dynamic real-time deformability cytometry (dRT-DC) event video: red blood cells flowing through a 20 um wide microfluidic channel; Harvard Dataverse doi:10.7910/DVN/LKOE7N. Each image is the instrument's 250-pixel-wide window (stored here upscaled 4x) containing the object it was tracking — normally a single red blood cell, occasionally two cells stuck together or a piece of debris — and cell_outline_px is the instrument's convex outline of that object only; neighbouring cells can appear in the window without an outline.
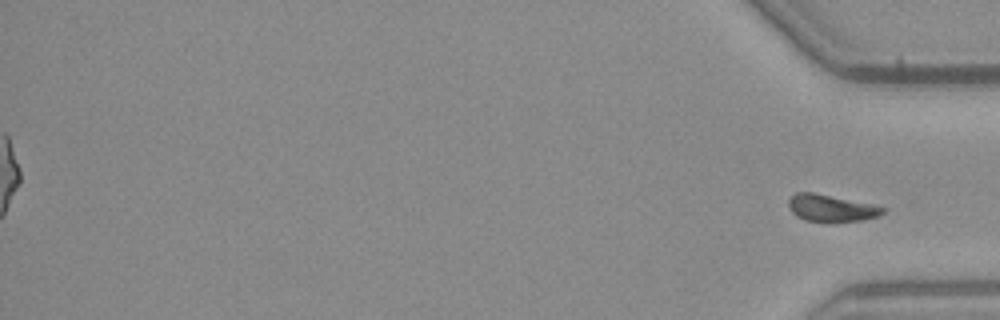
{"species": "common noctule bat (a hibernating species)", "species_latin": "Nyctalus noctula", "temperature_condition": "warm", "stored_images_in_passage": 51, "segment_of_instrument_passage": [2, 2], "camera_frame_rate_fps": 3000, "um_per_image_px": 0.085, "animal": {"sex": "male", "body_mass_g": 23.1, "forearm_length_mm": 52.7}, "frame": {"image": 1, "passage_image": 51, "time_ms": 16.667, "image_size_px": [1000, 320], "cell_outline_px": [[884, 212], [880, 216], [864, 220], [804, 220], [796, 216], [792, 212], [788, 204], [788, 200], [796, 192], [812, 192], [872, 204], [884, 208]], "centroid_in_image_um": [70.63, 17.67], "position_along_channel_um": 364.6, "area_um2": 14.33}}